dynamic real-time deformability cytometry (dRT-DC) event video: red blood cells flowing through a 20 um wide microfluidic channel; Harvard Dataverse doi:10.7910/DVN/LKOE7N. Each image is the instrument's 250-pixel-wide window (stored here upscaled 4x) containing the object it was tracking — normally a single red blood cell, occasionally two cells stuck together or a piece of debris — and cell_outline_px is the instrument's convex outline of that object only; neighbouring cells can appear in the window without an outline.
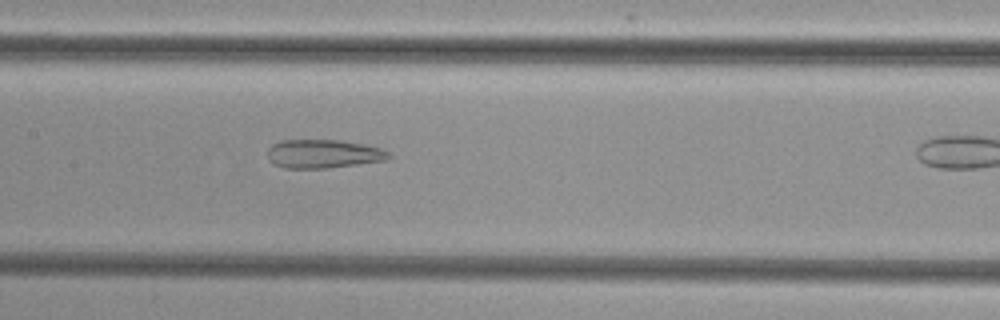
{"species": "common noctule bat (a hibernating species)", "species_latin": "Nyctalus noctula", "temperature_condition": "cold", "stored_images_in_passage": 24, "camera_frame_rate_fps": 3000, "um_per_image_px": 0.085, "animal": {"sex": "female", "body_mass_g": 29.2, "forearm_length_mm": 56.3}, "frame": {"image": 1, "passage_image": 14, "time_ms": 4.333, "image_size_px": [1000, 320], "cell_outline_px": [[392, 156], [388, 160], [324, 168], [284, 168], [272, 164], [268, 160], [268, 148], [272, 144], [280, 140], [336, 140], [364, 144], [380, 148], [388, 152]], "centroid_in_image_um": [27.45, 13.07], "position_along_channel_um": 180.0, "area_um2": 20.23}}
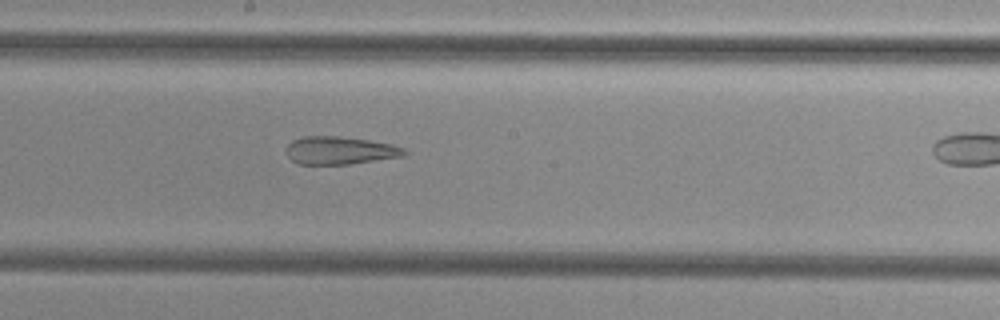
{"frame": {"image": 2, "passage_image": 17, "time_ms": 5.333, "image_size_px": [1000, 320], "cell_outline_px": [[408, 152], [404, 156], [348, 164], [300, 164], [292, 160], [288, 156], [288, 144], [292, 140], [304, 136], [336, 136], [368, 140], [392, 144], [404, 148]], "centroid_in_image_um": [28.92, 12.78], "position_along_channel_um": 219.3, "area_um2": 18.96}}